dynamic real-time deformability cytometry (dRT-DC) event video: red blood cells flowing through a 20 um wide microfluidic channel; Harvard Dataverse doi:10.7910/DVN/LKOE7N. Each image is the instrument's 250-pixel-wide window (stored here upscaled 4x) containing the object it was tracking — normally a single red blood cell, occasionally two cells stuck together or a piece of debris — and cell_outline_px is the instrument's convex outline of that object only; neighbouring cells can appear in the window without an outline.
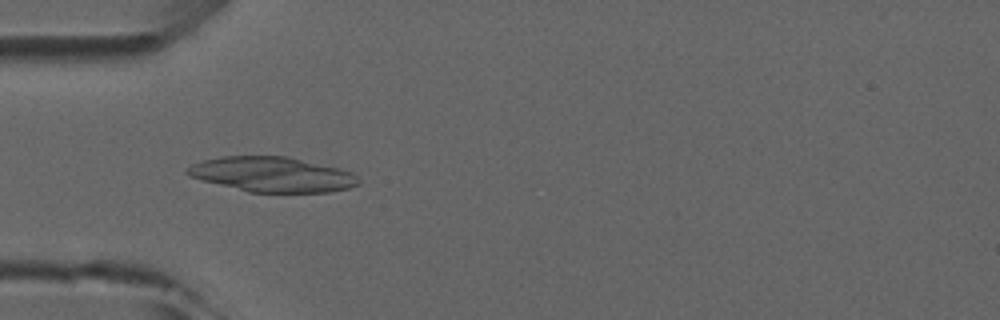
{"species": "common noctule bat (a hibernating species)", "species_latin": "Nyctalus noctula", "temperature_condition": "room temperature", "stored_images_in_passage": 6, "camera_frame_rate_fps": 3000, "um_per_image_px": 0.085, "animal": {"sex": "male", "forearm_length_mm": 52.5}, "frame": {"image": 1, "passage_image": 4, "time_ms": 3.667, "image_size_px": [1000, 320], "cell_outline_px": [[360, 184], [348, 188], [328, 192], [248, 192], [200, 180], [188, 176], [184, 172], [184, 168], [192, 164], [204, 160], [220, 156], [288, 156], [340, 168], [352, 172], [360, 180]], "centroid_in_image_um": [23.1, 14.82], "position_along_channel_um": 61.9, "area_um2": 35.2}}
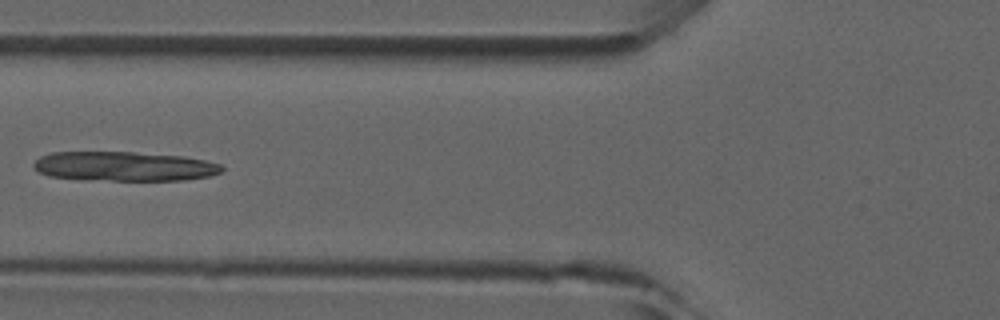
{"frame": {"image": 2, "passage_image": 5, "time_ms": 5.0, "image_size_px": [1000, 320], "cell_outline_px": [[224, 172], [208, 176], [184, 180], [84, 180], [48, 176], [40, 172], [32, 164], [40, 156], [52, 152], [132, 152], [184, 156], [204, 160], [220, 164], [224, 168]], "centroid_in_image_um": [10.56, 14.14], "position_along_channel_um": 115.2, "area_um2": 32.43}}
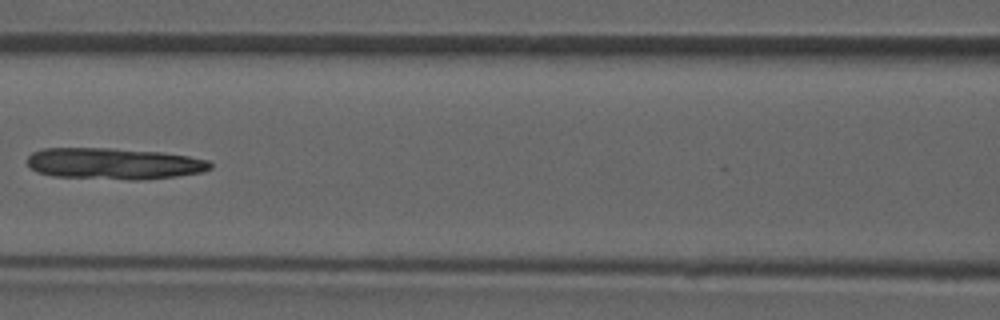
{"frame": {"image": 3, "passage_image": 6, "time_ms": 6.0, "image_size_px": [1000, 320], "cell_outline_px": [[212, 168], [200, 172], [176, 176], [140, 180], [128, 180], [52, 176], [36, 172], [28, 164], [28, 156], [32, 152], [44, 148], [112, 148], [160, 152], [188, 156], [208, 160], [212, 164]], "centroid_in_image_um": [9.66, 13.91], "position_along_channel_um": 156.9, "area_um2": 33.52}}